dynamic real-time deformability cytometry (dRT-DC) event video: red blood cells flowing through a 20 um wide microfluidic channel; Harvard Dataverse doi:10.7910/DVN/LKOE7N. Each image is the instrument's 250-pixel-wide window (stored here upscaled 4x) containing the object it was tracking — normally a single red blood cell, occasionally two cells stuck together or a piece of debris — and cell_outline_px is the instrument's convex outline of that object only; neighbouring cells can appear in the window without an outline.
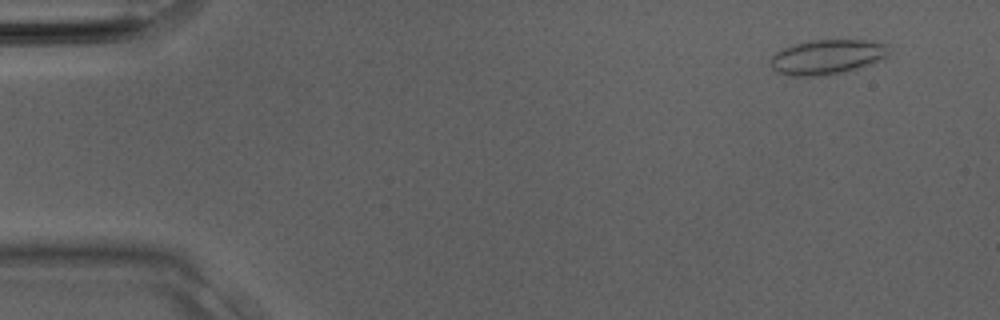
{"species": "Egyptian fruit bat (a non-hibernating species)", "species_latin": "Rousettus aegyptiacus", "temperature_condition": "room temperature", "stored_images_in_passage": 4, "camera_frame_rate_fps": 3000, "um_per_image_px": 0.085, "animal": {"sex": "male"}, "frame": {"image": 1, "passage_image": 1, "time_ms": 0.0, "image_size_px": [1000, 320], "cell_outline_px": [[888, 56], [868, 64], [856, 68], [840, 72], [816, 76], [784, 76], [776, 72], [772, 68], [772, 56], [776, 52], [792, 44], [812, 40], [872, 40], [888, 44]], "centroid_in_image_um": [70.28, 4.83], "position_along_channel_um": 14.7, "area_um2": 23.81}}